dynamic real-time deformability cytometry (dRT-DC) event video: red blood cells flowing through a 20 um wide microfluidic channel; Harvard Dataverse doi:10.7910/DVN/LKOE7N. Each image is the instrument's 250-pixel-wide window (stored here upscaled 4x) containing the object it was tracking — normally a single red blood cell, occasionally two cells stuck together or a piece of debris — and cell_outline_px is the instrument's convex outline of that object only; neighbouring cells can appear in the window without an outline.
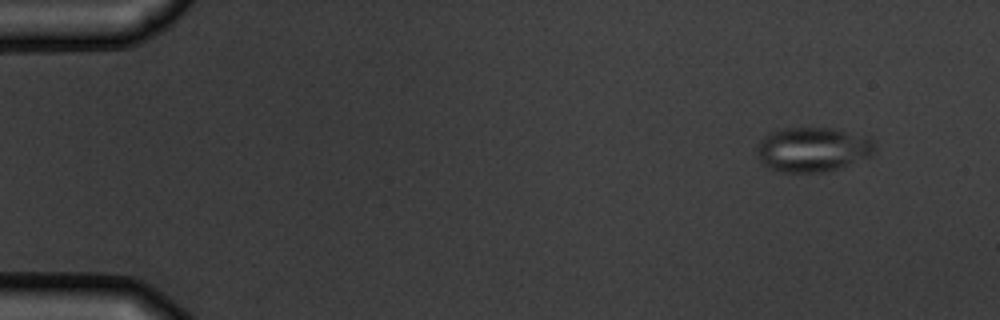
{"species": "common noctule bat (a hibernating species)", "species_latin": "Nyctalus noctula", "temperature_condition": "warm", "stored_images_in_passage": 6, "camera_frame_rate_fps": 3000, "um_per_image_px": 0.085, "animal": {"sex": "male", "body_mass_g": 19.5, "forearm_length_mm": 54.6}, "frame": {"image": 1, "passage_image": 1, "time_ms": 0.0, "image_size_px": [1000, 320], "cell_outline_px": [[876, 148], [872, 156], [840, 168], [824, 172], [780, 172], [764, 164], [756, 156], [756, 148], [760, 140], [764, 136], [780, 128], [836, 128], [864, 136], [872, 140], [876, 144]], "centroid_in_image_um": [69.09, 12.7], "position_along_channel_um": 15.9, "area_um2": 30.87}}